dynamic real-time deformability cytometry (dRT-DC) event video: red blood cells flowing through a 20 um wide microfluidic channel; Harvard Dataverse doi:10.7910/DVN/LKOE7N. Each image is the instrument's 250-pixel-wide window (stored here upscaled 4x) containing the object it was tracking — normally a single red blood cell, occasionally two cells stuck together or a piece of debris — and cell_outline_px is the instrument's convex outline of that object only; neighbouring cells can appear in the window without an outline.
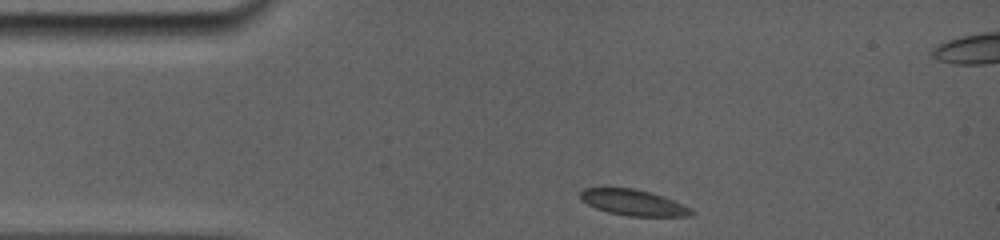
{"species": "common noctule bat (a hibernating species)", "species_latin": "Nyctalus noctula", "temperature_condition": "room temperature", "stored_images_in_passage": 34, "camera_frame_rate_fps": 5000, "um_per_image_px": 0.085, "animal": {"sex": "female", "body_mass_g": 19.0, "forearm_length_mm": 56.7}, "frame": {"image": 1, "passage_image": 1, "time_ms": 0.0, "image_size_px": [1000, 240], "cell_outline_px": [[696, 212], [692, 216], [628, 216], [608, 212], [596, 208], [580, 200], [580, 192], [584, 188], [636, 188], [664, 196], [692, 208]], "centroid_in_image_um": [53.87, 17.22], "position_along_channel_um": 31.1, "area_um2": 16.88}}
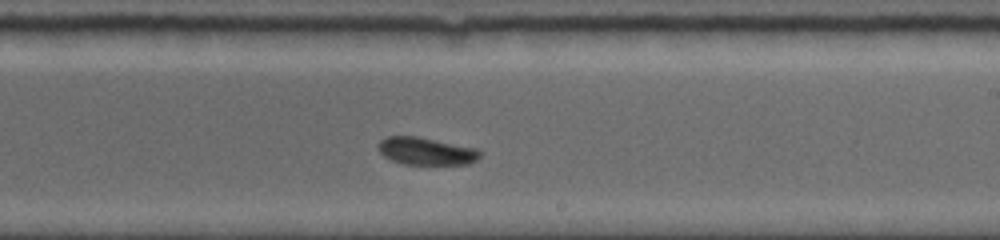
{"frame": {"image": 2, "passage_image": 20, "time_ms": 6.8, "image_size_px": [1000, 240], "cell_outline_px": [[480, 156], [476, 160], [468, 164], [404, 164], [392, 160], [384, 156], [380, 152], [376, 144], [380, 140], [388, 136], [416, 136], [476, 148], [480, 152]], "centroid_in_image_um": [36.19, 12.84], "position_along_channel_um": 252.8, "area_um2": 16.18}}
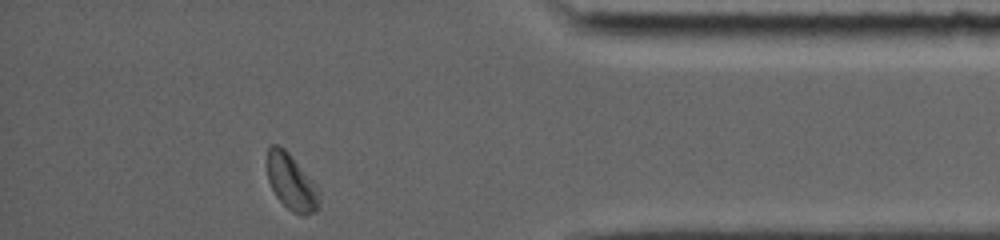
{"frame": {"image": 3, "passage_image": 34, "time_ms": 11.4, "image_size_px": [1000, 240], "cell_outline_px": [[320, 204], [316, 212], [304, 216], [300, 216], [292, 212], [276, 196], [268, 180], [268, 148], [272, 144], [276, 144], [284, 148], [288, 152], [316, 188], [320, 200]], "centroid_in_image_um": [24.75, 15.53], "position_along_channel_um": 410.4, "area_um2": 16.47}, "authors_computed_cell_mechanics": {"area_um2": 16.5597, "velocity_mm_per_s": 3.819, "shape_relaxation_time_tau1_ms": 2.8043, "shape_relaxation_time_tau2_ms": 4.7867, "deformation_change_tau1": 0.0672, "deformation_change_tau2": 0.0557}}